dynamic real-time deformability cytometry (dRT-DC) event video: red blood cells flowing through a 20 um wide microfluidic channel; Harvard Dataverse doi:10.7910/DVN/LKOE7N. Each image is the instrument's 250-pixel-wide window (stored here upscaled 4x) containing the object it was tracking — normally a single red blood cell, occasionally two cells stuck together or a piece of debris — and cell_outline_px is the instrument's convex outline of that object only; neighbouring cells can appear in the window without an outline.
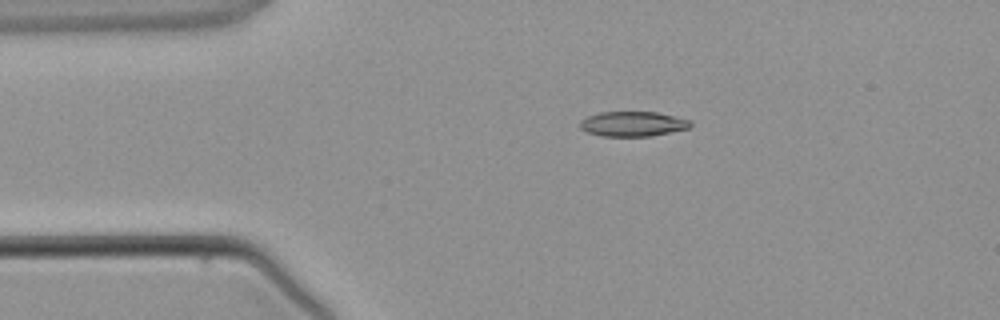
{"species": "common noctule bat (a hibernating species)", "species_latin": "Nyctalus noctula", "temperature_condition": "warm", "stored_images_in_passage": 3, "camera_frame_rate_fps": 3000, "um_per_image_px": 0.085, "animal": {"sex": "male", "body_mass_g": 21.5, "forearm_length_mm": 52.0}, "frame": {"image": 1, "passage_image": 2, "time_ms": 1.333, "image_size_px": [1000, 320], "cell_outline_px": [[692, 124], [688, 128], [652, 136], [600, 136], [588, 132], [580, 128], [580, 120], [588, 116], [600, 112], [656, 112], [688, 120]], "centroid_in_image_um": [53.74, 10.53], "position_along_channel_um": 31.3, "area_um2": 15.84}}